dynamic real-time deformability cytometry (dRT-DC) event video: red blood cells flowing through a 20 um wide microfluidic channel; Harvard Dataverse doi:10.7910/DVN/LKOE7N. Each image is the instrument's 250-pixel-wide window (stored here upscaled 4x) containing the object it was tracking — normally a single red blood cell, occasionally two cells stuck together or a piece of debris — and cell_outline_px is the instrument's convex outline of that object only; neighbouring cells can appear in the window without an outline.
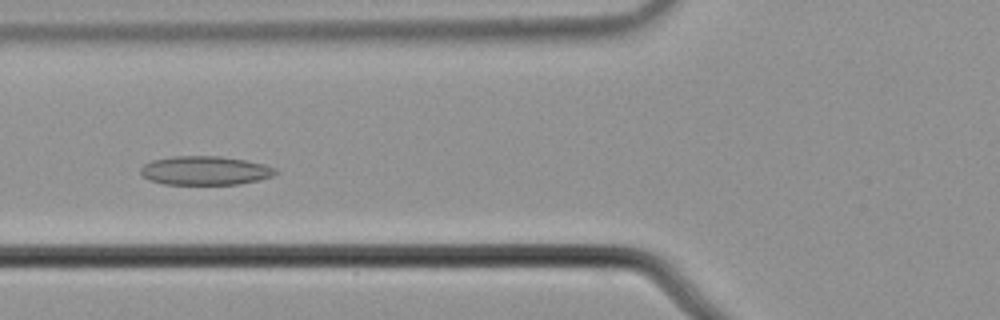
{"species": "common noctule bat (a hibernating species)", "species_latin": "Nyctalus noctula", "temperature_condition": "cold", "stored_images_in_passage": 55, "camera_frame_rate_fps": 3000, "um_per_image_px": 0.085, "animal": {"sex": "male", "body_mass_g": 21.5, "forearm_length_mm": 52.0}, "frame": {"image": 1, "passage_image": 20, "time_ms": 6.333, "image_size_px": [1000, 320], "cell_outline_px": [[280, 172], [272, 176], [260, 180], [240, 184], [164, 184], [148, 180], [140, 172], [140, 168], [144, 164], [152, 160], [172, 156], [220, 156], [244, 160], [264, 164], [276, 168]], "centroid_in_image_um": [17.45, 14.5], "position_along_channel_um": 108.4, "area_um2": 22.83}}
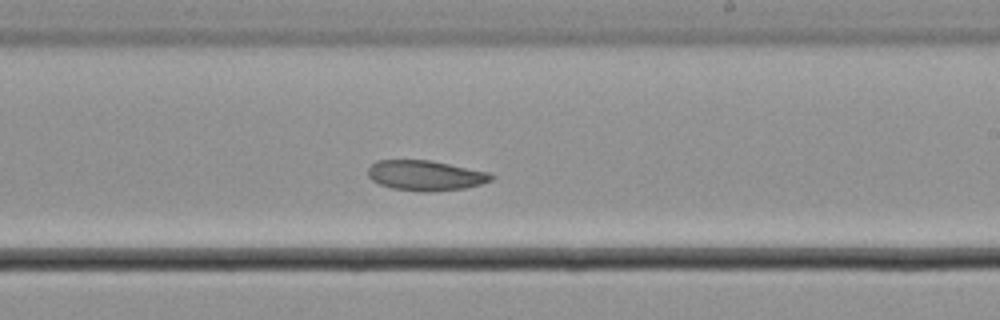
{"frame": {"image": 2, "passage_image": 32, "time_ms": 10.333, "image_size_px": [1000, 320], "cell_outline_px": [[496, 176], [492, 180], [480, 184], [464, 188], [424, 192], [420, 192], [392, 188], [380, 184], [372, 180], [368, 176], [368, 168], [376, 160], [432, 160], [488, 172]], "centroid_in_image_um": [36.16, 14.91], "position_along_channel_um": 252.8, "area_um2": 21.68}}
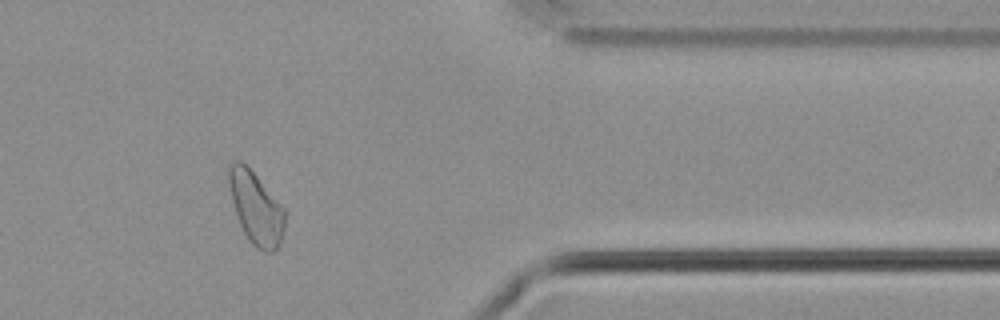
{"frame": {"image": 3, "passage_image": 45, "time_ms": 14.667, "image_size_px": [1000, 320], "cell_outline_px": [[288, 212], [280, 244], [272, 252], [264, 252], [256, 248], [248, 240], [240, 224], [232, 200], [228, 184], [228, 164], [232, 160], [240, 160], [256, 176]], "centroid_in_image_um": [21.77, 17.69], "position_along_channel_um": 389.6, "area_um2": 23.64}}